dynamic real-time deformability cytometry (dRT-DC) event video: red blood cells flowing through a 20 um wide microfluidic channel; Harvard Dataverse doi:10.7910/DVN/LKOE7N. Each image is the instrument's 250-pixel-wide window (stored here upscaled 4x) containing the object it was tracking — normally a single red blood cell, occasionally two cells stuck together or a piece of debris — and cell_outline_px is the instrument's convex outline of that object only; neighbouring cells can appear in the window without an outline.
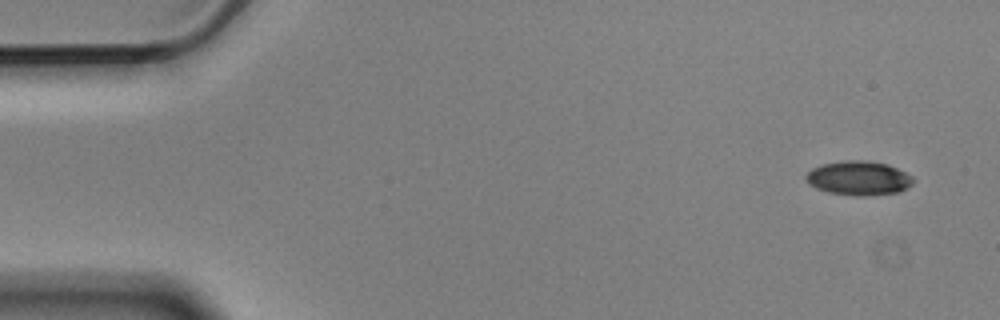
{"species": "Egyptian fruit bat (a non-hibernating species)", "species_latin": "Rousettus aegyptiacus", "temperature_condition": "cold", "stored_images_in_passage": 5, "camera_frame_rate_fps": 3000, "um_per_image_px": 0.085, "animal": {"sex": "male"}, "frame": {"image": 1, "passage_image": 1, "time_ms": 0.0, "image_size_px": [1000, 320], "cell_outline_px": [[916, 180], [908, 188], [900, 192], [868, 196], [856, 196], [828, 192], [816, 188], [808, 184], [804, 176], [812, 168], [820, 164], [844, 160], [868, 160], [888, 164], [912, 176]], "centroid_in_image_um": [72.99, 15.14], "position_along_channel_um": 12.0, "area_um2": 21.73}}
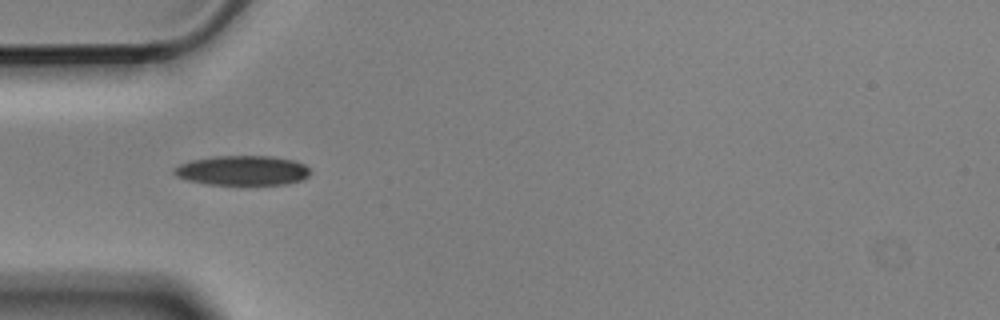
{"frame": {"image": 2, "passage_image": 4, "time_ms": 1.0, "image_size_px": [1000, 320], "cell_outline_px": [[308, 176], [304, 180], [288, 184], [204, 184], [188, 180], [176, 176], [172, 172], [172, 168], [180, 164], [192, 160], [216, 156], [272, 156], [296, 160], [304, 164], [308, 168]], "centroid_in_image_um": [20.61, 14.49], "position_along_channel_um": 64.4, "area_um2": 23.64}}
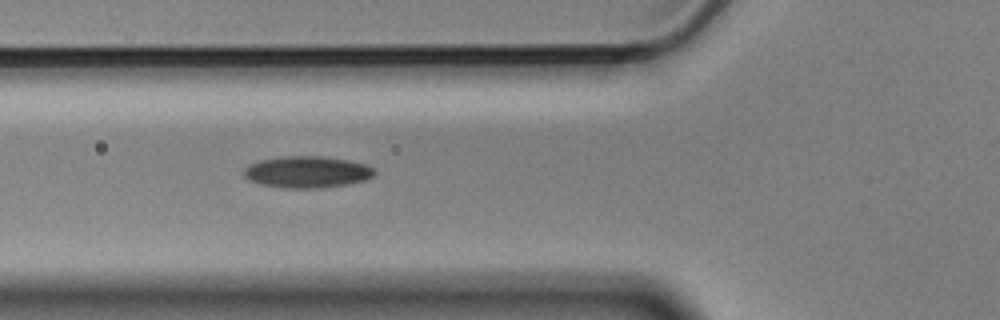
{"frame": {"image": 3, "passage_image": 5, "time_ms": 1.333, "image_size_px": [1000, 320], "cell_outline_px": [[376, 172], [372, 176], [364, 180], [348, 184], [320, 188], [292, 188], [260, 184], [248, 180], [240, 172], [248, 164], [260, 160], [280, 156], [324, 156], [348, 160], [364, 164], [372, 168]], "centroid_in_image_um": [26.04, 14.61], "position_along_channel_um": 99.8, "area_um2": 24.16}}